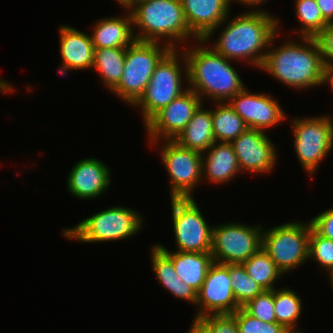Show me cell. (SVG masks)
Masks as SVG:
<instances>
[{"label": "cell", "instance_id": "4", "mask_svg": "<svg viewBox=\"0 0 333 333\" xmlns=\"http://www.w3.org/2000/svg\"><path fill=\"white\" fill-rule=\"evenodd\" d=\"M127 11L141 32L134 33L137 41L159 42L160 38L167 37L166 45L175 49L174 42L181 44L192 36L191 39L198 40L188 27L180 0H143Z\"/></svg>", "mask_w": 333, "mask_h": 333}, {"label": "cell", "instance_id": "13", "mask_svg": "<svg viewBox=\"0 0 333 333\" xmlns=\"http://www.w3.org/2000/svg\"><path fill=\"white\" fill-rule=\"evenodd\" d=\"M201 104V98L192 89L187 88L170 104L158 111L145 124L151 144L160 139L174 140Z\"/></svg>", "mask_w": 333, "mask_h": 333}, {"label": "cell", "instance_id": "34", "mask_svg": "<svg viewBox=\"0 0 333 333\" xmlns=\"http://www.w3.org/2000/svg\"><path fill=\"white\" fill-rule=\"evenodd\" d=\"M198 319L206 326L208 333H239L232 314H210Z\"/></svg>", "mask_w": 333, "mask_h": 333}, {"label": "cell", "instance_id": "28", "mask_svg": "<svg viewBox=\"0 0 333 333\" xmlns=\"http://www.w3.org/2000/svg\"><path fill=\"white\" fill-rule=\"evenodd\" d=\"M301 298L290 289H273L276 322L287 331H297L296 320L302 310Z\"/></svg>", "mask_w": 333, "mask_h": 333}, {"label": "cell", "instance_id": "33", "mask_svg": "<svg viewBox=\"0 0 333 333\" xmlns=\"http://www.w3.org/2000/svg\"><path fill=\"white\" fill-rule=\"evenodd\" d=\"M237 321L239 333H287L278 323H264L248 314L242 307L232 314Z\"/></svg>", "mask_w": 333, "mask_h": 333}, {"label": "cell", "instance_id": "25", "mask_svg": "<svg viewBox=\"0 0 333 333\" xmlns=\"http://www.w3.org/2000/svg\"><path fill=\"white\" fill-rule=\"evenodd\" d=\"M127 48L95 49L93 68L100 72L103 83L110 91L120 82L124 71Z\"/></svg>", "mask_w": 333, "mask_h": 333}, {"label": "cell", "instance_id": "15", "mask_svg": "<svg viewBox=\"0 0 333 333\" xmlns=\"http://www.w3.org/2000/svg\"><path fill=\"white\" fill-rule=\"evenodd\" d=\"M244 88L228 102L248 128L264 131L286 119L277 101L267 94H251Z\"/></svg>", "mask_w": 333, "mask_h": 333}, {"label": "cell", "instance_id": "32", "mask_svg": "<svg viewBox=\"0 0 333 333\" xmlns=\"http://www.w3.org/2000/svg\"><path fill=\"white\" fill-rule=\"evenodd\" d=\"M248 314L264 323H277L273 290H264L242 307Z\"/></svg>", "mask_w": 333, "mask_h": 333}, {"label": "cell", "instance_id": "30", "mask_svg": "<svg viewBox=\"0 0 333 333\" xmlns=\"http://www.w3.org/2000/svg\"><path fill=\"white\" fill-rule=\"evenodd\" d=\"M295 11L302 23L299 36L315 38L328 23L323 19L315 0H296Z\"/></svg>", "mask_w": 333, "mask_h": 333}, {"label": "cell", "instance_id": "5", "mask_svg": "<svg viewBox=\"0 0 333 333\" xmlns=\"http://www.w3.org/2000/svg\"><path fill=\"white\" fill-rule=\"evenodd\" d=\"M163 45L135 40L128 46L122 77L111 92L134 105L145 92L156 65L171 50L166 44Z\"/></svg>", "mask_w": 333, "mask_h": 333}, {"label": "cell", "instance_id": "43", "mask_svg": "<svg viewBox=\"0 0 333 333\" xmlns=\"http://www.w3.org/2000/svg\"><path fill=\"white\" fill-rule=\"evenodd\" d=\"M330 283L333 281V272L329 275Z\"/></svg>", "mask_w": 333, "mask_h": 333}, {"label": "cell", "instance_id": "9", "mask_svg": "<svg viewBox=\"0 0 333 333\" xmlns=\"http://www.w3.org/2000/svg\"><path fill=\"white\" fill-rule=\"evenodd\" d=\"M294 149L303 169L313 174L333 148V122L328 116L294 119Z\"/></svg>", "mask_w": 333, "mask_h": 333}, {"label": "cell", "instance_id": "18", "mask_svg": "<svg viewBox=\"0 0 333 333\" xmlns=\"http://www.w3.org/2000/svg\"><path fill=\"white\" fill-rule=\"evenodd\" d=\"M110 171L96 158L79 160L69 172L67 187L79 199H95L109 187Z\"/></svg>", "mask_w": 333, "mask_h": 333}, {"label": "cell", "instance_id": "39", "mask_svg": "<svg viewBox=\"0 0 333 333\" xmlns=\"http://www.w3.org/2000/svg\"><path fill=\"white\" fill-rule=\"evenodd\" d=\"M187 333H208L206 326L198 319L193 320L192 326Z\"/></svg>", "mask_w": 333, "mask_h": 333}, {"label": "cell", "instance_id": "38", "mask_svg": "<svg viewBox=\"0 0 333 333\" xmlns=\"http://www.w3.org/2000/svg\"><path fill=\"white\" fill-rule=\"evenodd\" d=\"M326 81L329 82L331 90H333V64L324 65L321 84H326Z\"/></svg>", "mask_w": 333, "mask_h": 333}, {"label": "cell", "instance_id": "37", "mask_svg": "<svg viewBox=\"0 0 333 333\" xmlns=\"http://www.w3.org/2000/svg\"><path fill=\"white\" fill-rule=\"evenodd\" d=\"M323 19L327 23H333V0H315Z\"/></svg>", "mask_w": 333, "mask_h": 333}, {"label": "cell", "instance_id": "22", "mask_svg": "<svg viewBox=\"0 0 333 333\" xmlns=\"http://www.w3.org/2000/svg\"><path fill=\"white\" fill-rule=\"evenodd\" d=\"M172 260L175 271L184 283L197 292L206 278L210 265L214 262L211 252H169L164 246L158 245Z\"/></svg>", "mask_w": 333, "mask_h": 333}, {"label": "cell", "instance_id": "1", "mask_svg": "<svg viewBox=\"0 0 333 333\" xmlns=\"http://www.w3.org/2000/svg\"><path fill=\"white\" fill-rule=\"evenodd\" d=\"M277 20L263 10L241 14L227 22L212 48L226 59H247L260 68L266 56L261 50L268 49L279 32Z\"/></svg>", "mask_w": 333, "mask_h": 333}, {"label": "cell", "instance_id": "3", "mask_svg": "<svg viewBox=\"0 0 333 333\" xmlns=\"http://www.w3.org/2000/svg\"><path fill=\"white\" fill-rule=\"evenodd\" d=\"M301 38L305 45L290 41L272 49L270 42V51H266L260 68L293 88L305 89L322 85L324 64L319 43L316 38Z\"/></svg>", "mask_w": 333, "mask_h": 333}, {"label": "cell", "instance_id": "24", "mask_svg": "<svg viewBox=\"0 0 333 333\" xmlns=\"http://www.w3.org/2000/svg\"><path fill=\"white\" fill-rule=\"evenodd\" d=\"M151 261L153 270L161 283L175 297L196 304L197 291L178 277L173 260L158 246L152 247Z\"/></svg>", "mask_w": 333, "mask_h": 333}, {"label": "cell", "instance_id": "42", "mask_svg": "<svg viewBox=\"0 0 333 333\" xmlns=\"http://www.w3.org/2000/svg\"><path fill=\"white\" fill-rule=\"evenodd\" d=\"M143 1V0H129V8H131L134 4Z\"/></svg>", "mask_w": 333, "mask_h": 333}, {"label": "cell", "instance_id": "2", "mask_svg": "<svg viewBox=\"0 0 333 333\" xmlns=\"http://www.w3.org/2000/svg\"><path fill=\"white\" fill-rule=\"evenodd\" d=\"M198 45L185 50L182 62L185 64V78L200 98L211 97L213 101L228 102L241 92L245 85L229 59L217 53L213 48L200 47L203 39H198Z\"/></svg>", "mask_w": 333, "mask_h": 333}, {"label": "cell", "instance_id": "21", "mask_svg": "<svg viewBox=\"0 0 333 333\" xmlns=\"http://www.w3.org/2000/svg\"><path fill=\"white\" fill-rule=\"evenodd\" d=\"M205 152L208 155L206 160L202 157V175L212 183L228 182L241 171L231 143L220 142L217 145L214 142Z\"/></svg>", "mask_w": 333, "mask_h": 333}, {"label": "cell", "instance_id": "20", "mask_svg": "<svg viewBox=\"0 0 333 333\" xmlns=\"http://www.w3.org/2000/svg\"><path fill=\"white\" fill-rule=\"evenodd\" d=\"M126 13L125 17L101 19L94 25L91 39L95 49L127 48L136 40L131 13Z\"/></svg>", "mask_w": 333, "mask_h": 333}, {"label": "cell", "instance_id": "10", "mask_svg": "<svg viewBox=\"0 0 333 333\" xmlns=\"http://www.w3.org/2000/svg\"><path fill=\"white\" fill-rule=\"evenodd\" d=\"M171 204L177 251L211 252L213 227L206 223L193 197L171 198Z\"/></svg>", "mask_w": 333, "mask_h": 333}, {"label": "cell", "instance_id": "6", "mask_svg": "<svg viewBox=\"0 0 333 333\" xmlns=\"http://www.w3.org/2000/svg\"><path fill=\"white\" fill-rule=\"evenodd\" d=\"M142 223L141 216L133 209L115 206L88 217L73 228L63 229V235L85 243L121 240L137 234Z\"/></svg>", "mask_w": 333, "mask_h": 333}, {"label": "cell", "instance_id": "23", "mask_svg": "<svg viewBox=\"0 0 333 333\" xmlns=\"http://www.w3.org/2000/svg\"><path fill=\"white\" fill-rule=\"evenodd\" d=\"M201 104L186 127L174 139L180 146L205 153L215 142L212 110H205Z\"/></svg>", "mask_w": 333, "mask_h": 333}, {"label": "cell", "instance_id": "14", "mask_svg": "<svg viewBox=\"0 0 333 333\" xmlns=\"http://www.w3.org/2000/svg\"><path fill=\"white\" fill-rule=\"evenodd\" d=\"M196 305L199 306V312L195 318L210 314H233L240 308L232 291L229 264L213 262L210 265L204 283L197 292Z\"/></svg>", "mask_w": 333, "mask_h": 333}, {"label": "cell", "instance_id": "11", "mask_svg": "<svg viewBox=\"0 0 333 333\" xmlns=\"http://www.w3.org/2000/svg\"><path fill=\"white\" fill-rule=\"evenodd\" d=\"M261 226L240 223L213 226V261L222 264H242L262 248Z\"/></svg>", "mask_w": 333, "mask_h": 333}, {"label": "cell", "instance_id": "35", "mask_svg": "<svg viewBox=\"0 0 333 333\" xmlns=\"http://www.w3.org/2000/svg\"><path fill=\"white\" fill-rule=\"evenodd\" d=\"M315 38L320 46L323 64H333V23H328Z\"/></svg>", "mask_w": 333, "mask_h": 333}, {"label": "cell", "instance_id": "29", "mask_svg": "<svg viewBox=\"0 0 333 333\" xmlns=\"http://www.w3.org/2000/svg\"><path fill=\"white\" fill-rule=\"evenodd\" d=\"M229 278L236 302L243 307L264 290L247 274L243 264H229Z\"/></svg>", "mask_w": 333, "mask_h": 333}, {"label": "cell", "instance_id": "17", "mask_svg": "<svg viewBox=\"0 0 333 333\" xmlns=\"http://www.w3.org/2000/svg\"><path fill=\"white\" fill-rule=\"evenodd\" d=\"M231 0H180L190 31L205 44L229 17Z\"/></svg>", "mask_w": 333, "mask_h": 333}, {"label": "cell", "instance_id": "40", "mask_svg": "<svg viewBox=\"0 0 333 333\" xmlns=\"http://www.w3.org/2000/svg\"><path fill=\"white\" fill-rule=\"evenodd\" d=\"M238 2H240L241 4L242 3H244V4H246V5H257L258 6V4H262V3H264L265 1H268V0H237Z\"/></svg>", "mask_w": 333, "mask_h": 333}, {"label": "cell", "instance_id": "16", "mask_svg": "<svg viewBox=\"0 0 333 333\" xmlns=\"http://www.w3.org/2000/svg\"><path fill=\"white\" fill-rule=\"evenodd\" d=\"M231 144L240 170L264 173L274 168L276 150L264 131L248 128Z\"/></svg>", "mask_w": 333, "mask_h": 333}, {"label": "cell", "instance_id": "19", "mask_svg": "<svg viewBox=\"0 0 333 333\" xmlns=\"http://www.w3.org/2000/svg\"><path fill=\"white\" fill-rule=\"evenodd\" d=\"M59 32L60 55L63 60L60 74L64 75L71 69L92 68L95 48L91 36L67 25L60 27Z\"/></svg>", "mask_w": 333, "mask_h": 333}, {"label": "cell", "instance_id": "44", "mask_svg": "<svg viewBox=\"0 0 333 333\" xmlns=\"http://www.w3.org/2000/svg\"><path fill=\"white\" fill-rule=\"evenodd\" d=\"M287 333H302V332L297 330V331H288Z\"/></svg>", "mask_w": 333, "mask_h": 333}, {"label": "cell", "instance_id": "8", "mask_svg": "<svg viewBox=\"0 0 333 333\" xmlns=\"http://www.w3.org/2000/svg\"><path fill=\"white\" fill-rule=\"evenodd\" d=\"M177 49H171L156 65L145 92L134 104L141 107L146 124L158 111L186 91L182 89V68Z\"/></svg>", "mask_w": 333, "mask_h": 333}, {"label": "cell", "instance_id": "26", "mask_svg": "<svg viewBox=\"0 0 333 333\" xmlns=\"http://www.w3.org/2000/svg\"><path fill=\"white\" fill-rule=\"evenodd\" d=\"M212 119L215 142L231 143L248 129L243 119L228 102L223 104L217 102L216 109L212 111Z\"/></svg>", "mask_w": 333, "mask_h": 333}, {"label": "cell", "instance_id": "27", "mask_svg": "<svg viewBox=\"0 0 333 333\" xmlns=\"http://www.w3.org/2000/svg\"><path fill=\"white\" fill-rule=\"evenodd\" d=\"M242 264L247 274L263 290H273L275 288L274 281L283 274L263 248Z\"/></svg>", "mask_w": 333, "mask_h": 333}, {"label": "cell", "instance_id": "36", "mask_svg": "<svg viewBox=\"0 0 333 333\" xmlns=\"http://www.w3.org/2000/svg\"><path fill=\"white\" fill-rule=\"evenodd\" d=\"M310 223L319 235L333 240V208L313 217Z\"/></svg>", "mask_w": 333, "mask_h": 333}, {"label": "cell", "instance_id": "41", "mask_svg": "<svg viewBox=\"0 0 333 333\" xmlns=\"http://www.w3.org/2000/svg\"><path fill=\"white\" fill-rule=\"evenodd\" d=\"M120 5L126 7V10H129V0H116Z\"/></svg>", "mask_w": 333, "mask_h": 333}, {"label": "cell", "instance_id": "7", "mask_svg": "<svg viewBox=\"0 0 333 333\" xmlns=\"http://www.w3.org/2000/svg\"><path fill=\"white\" fill-rule=\"evenodd\" d=\"M310 230L297 221L263 230L262 248L283 274L308 261Z\"/></svg>", "mask_w": 333, "mask_h": 333}, {"label": "cell", "instance_id": "12", "mask_svg": "<svg viewBox=\"0 0 333 333\" xmlns=\"http://www.w3.org/2000/svg\"><path fill=\"white\" fill-rule=\"evenodd\" d=\"M162 161L171 179V198H192L191 192L202 180L203 154L184 148L174 140H164Z\"/></svg>", "mask_w": 333, "mask_h": 333}, {"label": "cell", "instance_id": "31", "mask_svg": "<svg viewBox=\"0 0 333 333\" xmlns=\"http://www.w3.org/2000/svg\"><path fill=\"white\" fill-rule=\"evenodd\" d=\"M308 258L315 261L327 269L330 275L333 272V240L319 235L311 226L309 237Z\"/></svg>", "mask_w": 333, "mask_h": 333}]
</instances>
